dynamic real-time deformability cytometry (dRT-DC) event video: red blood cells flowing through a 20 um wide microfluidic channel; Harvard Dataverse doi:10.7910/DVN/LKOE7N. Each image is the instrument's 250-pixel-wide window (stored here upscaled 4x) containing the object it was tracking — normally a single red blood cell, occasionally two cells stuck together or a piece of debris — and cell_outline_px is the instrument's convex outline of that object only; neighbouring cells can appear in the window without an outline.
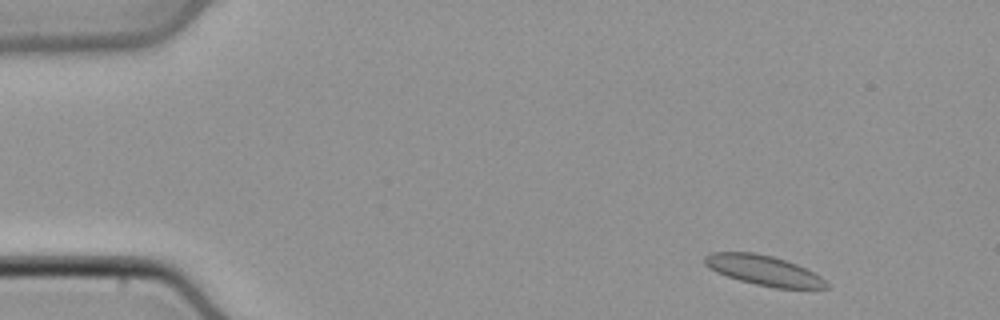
{"species": "common noctule bat (a hibernating species)", "species_latin": "Nyctalus noctula", "temperature_condition": "cold", "stored_images_in_passage": 46, "camera_frame_rate_fps": 3000, "um_per_image_px": 0.085, "animal": {"sex": "male", "body_mass_g": 21.5, "forearm_length_mm": 52.0}, "frame": {"image": 1, "passage_image": 2, "time_ms": 0.333, "image_size_px": [1000, 320], "cell_outline_px": [[828, 288], [776, 288], [756, 284], [740, 280], [716, 272], [708, 268], [704, 264], [704, 256], [712, 252], [756, 252], [772, 256], [808, 268], [820, 276], [828, 284]], "centroid_in_image_um": [64.9, 22.97], "position_along_channel_um": 20.1, "area_um2": 21.21}}
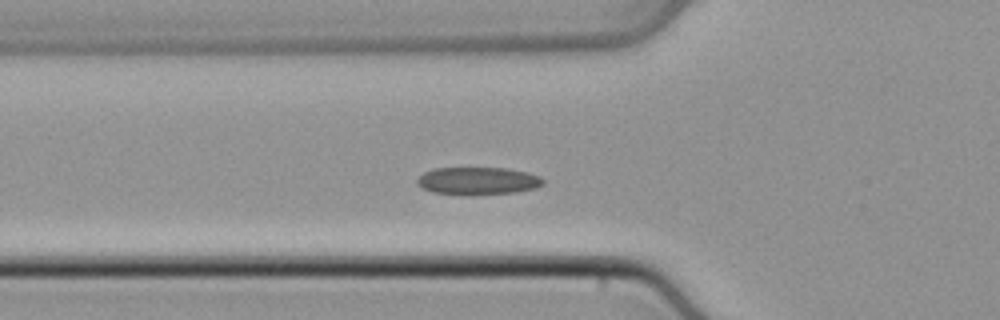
{"frame": {"image": 2, "passage_image": 14, "time_ms": 4.333, "image_size_px": [1000, 320], "cell_outline_px": [[544, 184], [536, 188], [516, 192], [432, 192], [420, 188], [416, 184], [416, 180], [424, 172], [432, 168], [504, 168], [528, 172], [540, 176], [544, 180]], "centroid_in_image_um": [40.62, 15.32], "position_along_channel_um": 85.2, "area_um2": 19.48}}
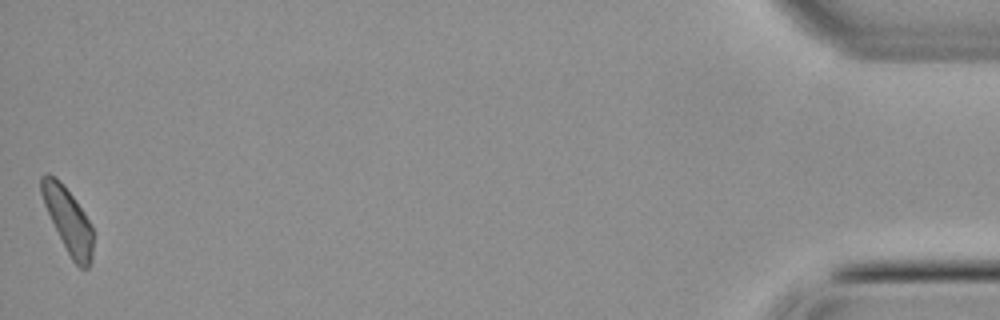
{"frame": {"image": 3, "passage_image": 46, "time_ms": 15.0, "image_size_px": [1000, 320], "cell_outline_px": [[92, 260], [88, 268], [80, 268], [72, 260], [44, 204], [40, 192], [40, 176], [44, 172], [48, 172], [56, 176], [60, 180], [84, 212], [92, 224]], "centroid_in_image_um": [5.78, 18.66], "position_along_channel_um": 429.4, "area_um2": 19.25}}